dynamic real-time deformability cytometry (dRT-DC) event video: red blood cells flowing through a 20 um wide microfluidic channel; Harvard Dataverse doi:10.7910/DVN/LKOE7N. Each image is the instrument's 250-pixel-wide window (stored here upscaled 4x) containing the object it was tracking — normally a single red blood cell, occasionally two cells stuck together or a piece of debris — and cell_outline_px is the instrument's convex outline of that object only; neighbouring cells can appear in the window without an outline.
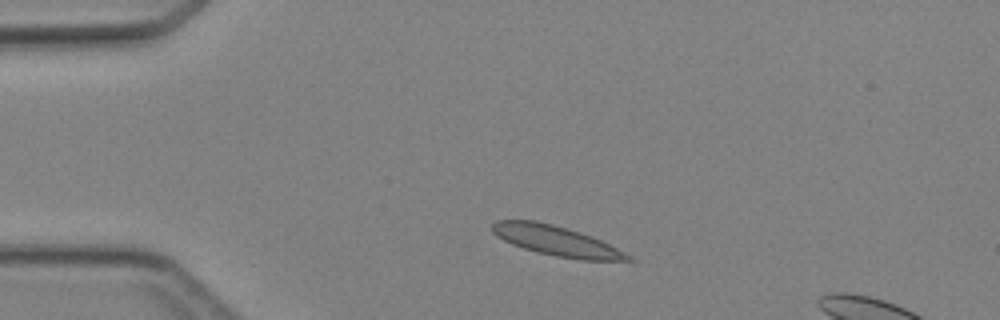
{"species": "Egyptian fruit bat (a non-hibernating species)", "species_latin": "Rousettus aegyptiacus", "temperature_condition": "cold", "stored_images_in_passage": 2, "camera_frame_rate_fps": 3000, "um_per_image_px": 0.085, "animal": {"sex": "female"}, "frame": {"image": 1, "passage_image": 1, "time_ms": 0.0, "image_size_px": [1000, 320], "cell_outline_px": [[636, 260], [580, 260], [556, 256], [536, 252], [512, 244], [496, 236], [492, 232], [492, 224], [496, 220], [536, 220], [552, 224], [580, 232], [592, 236], [632, 256]], "centroid_in_image_um": [47.26, 20.46], "position_along_channel_um": 37.7, "area_um2": 23.52}}